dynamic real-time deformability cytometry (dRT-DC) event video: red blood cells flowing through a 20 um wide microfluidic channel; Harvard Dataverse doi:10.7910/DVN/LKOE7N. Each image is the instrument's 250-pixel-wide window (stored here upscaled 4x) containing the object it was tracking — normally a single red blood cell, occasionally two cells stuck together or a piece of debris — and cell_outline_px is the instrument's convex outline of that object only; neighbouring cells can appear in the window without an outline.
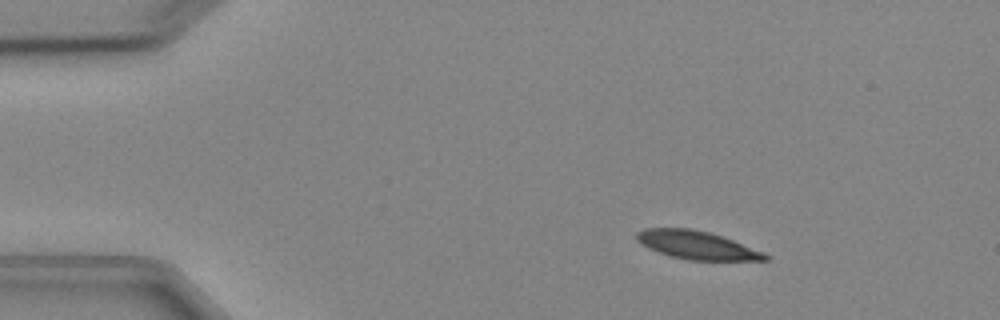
{"species": "Egyptian fruit bat (a non-hibernating species)", "species_latin": "Rousettus aegyptiacus", "temperature_condition": "cold", "stored_images_in_passage": 4, "camera_frame_rate_fps": 3000, "um_per_image_px": 0.085, "animal": {"sex": "female"}, "frame": {"image": 1, "passage_image": 3, "time_ms": 2.333, "image_size_px": [1000, 320], "cell_outline_px": [[768, 260], [688, 260], [672, 256], [648, 248], [640, 244], [636, 240], [636, 232], [644, 228], [692, 228], [724, 236], [764, 252], [768, 256]], "centroid_in_image_um": [59.21, 20.82], "position_along_channel_um": 25.8, "area_um2": 21.15}}